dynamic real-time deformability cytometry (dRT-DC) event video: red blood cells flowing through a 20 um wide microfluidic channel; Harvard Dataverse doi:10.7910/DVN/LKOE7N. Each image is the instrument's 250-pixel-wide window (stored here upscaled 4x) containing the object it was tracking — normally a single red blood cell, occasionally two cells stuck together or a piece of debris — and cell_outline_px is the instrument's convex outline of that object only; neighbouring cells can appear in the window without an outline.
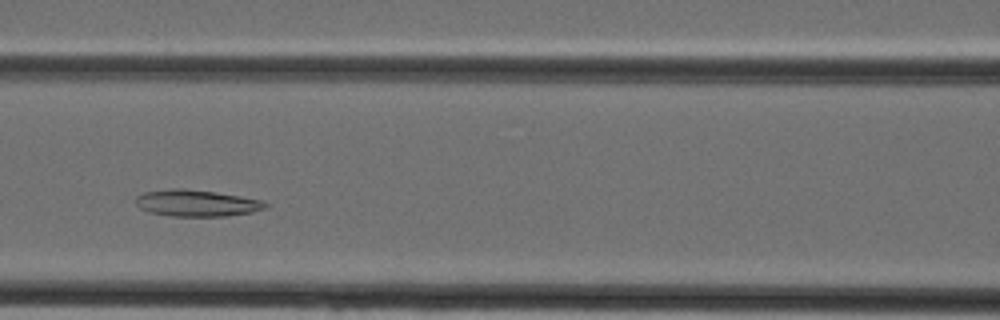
{"species": "Egyptian fruit bat (a non-hibernating species)", "species_latin": "Rousettus aegyptiacus", "temperature_condition": "cold", "stored_images_in_passage": 35, "segment_of_instrument_passage": [1, 2], "camera_frame_rate_fps": 3000, "um_per_image_px": 0.085, "animal": {"sex": "female"}, "frame": {"image": 1, "passage_image": 12, "time_ms": 3.667, "image_size_px": [1000, 320], "cell_outline_px": [[268, 204], [264, 208], [252, 212], [228, 216], [168, 216], [148, 212], [140, 208], [136, 204], [136, 196], [144, 192], [176, 188], [184, 188], [216, 192], [264, 200]], "centroid_in_image_um": [16.7, 17.26], "position_along_channel_um": 149.9, "area_um2": 20.17}}
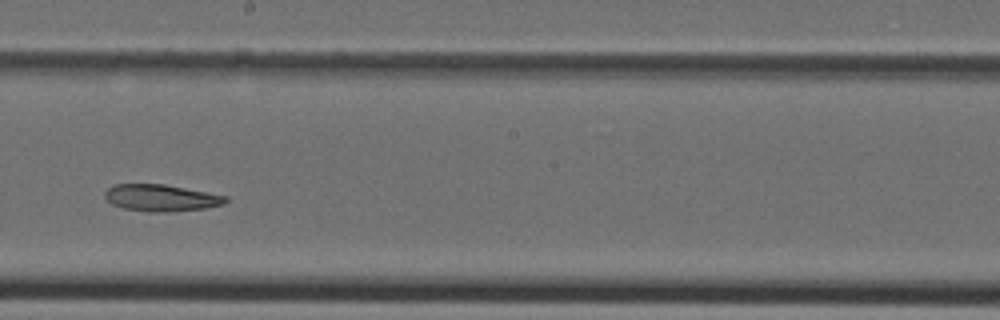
{"frame": {"image": 2, "passage_image": 17, "time_ms": 5.333, "image_size_px": [1000, 320], "cell_outline_px": [[228, 200], [224, 204], [204, 208], [168, 212], [148, 212], [120, 208], [112, 204], [104, 196], [104, 192], [112, 184], [164, 184], [228, 196]], "centroid_in_image_um": [13.66, 16.82], "position_along_channel_um": 234.5, "area_um2": 18.96}}
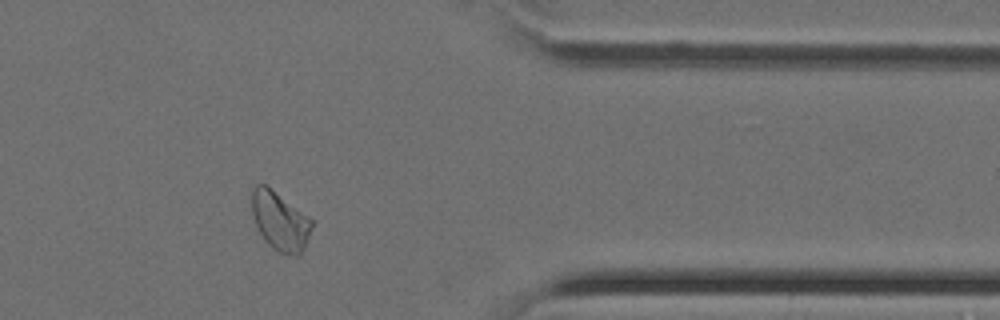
{"frame": {"image": 3, "passage_image": 27, "time_ms": 8.667, "image_size_px": [1000, 320], "cell_outline_px": [[312, 228], [304, 248], [296, 256], [288, 256], [272, 248], [264, 240], [256, 224], [252, 212], [252, 188], [256, 184], [264, 184], [308, 216], [312, 220]], "centroid_in_image_um": [23.79, 18.82], "position_along_channel_um": 387.6, "area_um2": 20.17}}